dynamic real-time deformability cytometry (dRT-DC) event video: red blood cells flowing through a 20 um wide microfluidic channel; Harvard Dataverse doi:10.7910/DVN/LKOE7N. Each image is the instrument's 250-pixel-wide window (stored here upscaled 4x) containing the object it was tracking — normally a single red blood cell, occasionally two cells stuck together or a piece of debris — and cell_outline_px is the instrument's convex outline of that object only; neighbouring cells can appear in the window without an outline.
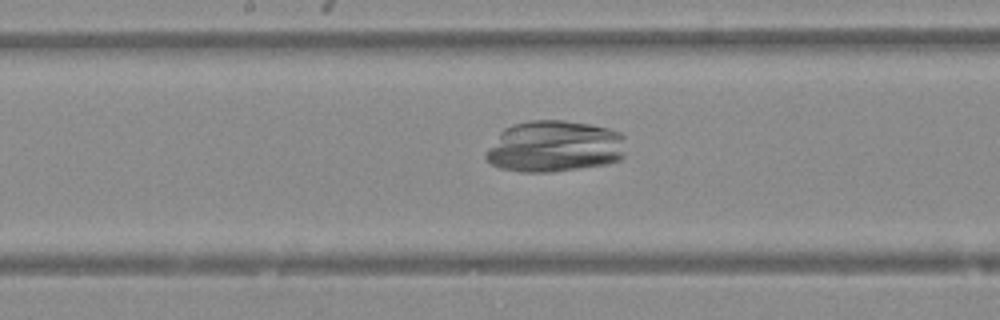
{"species": "Egyptian fruit bat (a non-hibernating species)", "species_latin": "Rousettus aegyptiacus", "temperature_condition": "warm", "stored_images_in_passage": 47, "camera_frame_rate_fps": 3000, "um_per_image_px": 0.085, "animal": {"sex": "female"}, "frame": {"image": 1, "passage_image": 27, "time_ms": 8.667, "image_size_px": [1000, 320], "cell_outline_px": [[624, 156], [620, 160], [608, 164], [552, 172], [520, 172], [500, 168], [492, 164], [484, 156], [484, 152], [500, 132], [504, 128], [512, 124], [528, 120], [564, 120], [592, 124], [608, 128], [620, 132], [624, 136]], "centroid_in_image_um": [47.13, 12.44], "position_along_channel_um": 201.1, "area_um2": 42.6}}
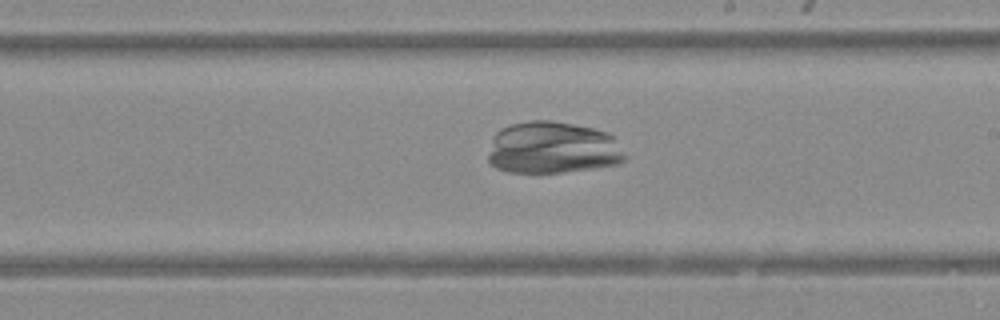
{"frame": {"image": 2, "passage_image": 30, "time_ms": 9.667, "image_size_px": [1000, 320], "cell_outline_px": [[628, 156], [624, 160], [616, 164], [592, 168], [564, 172], [508, 172], [496, 168], [488, 160], [488, 156], [492, 140], [496, 132], [500, 128], [512, 124], [528, 120], [552, 120], [592, 128], [608, 132], [612, 136]], "centroid_in_image_um": [46.97, 12.55], "position_along_channel_um": 242.0, "area_um2": 41.5}}
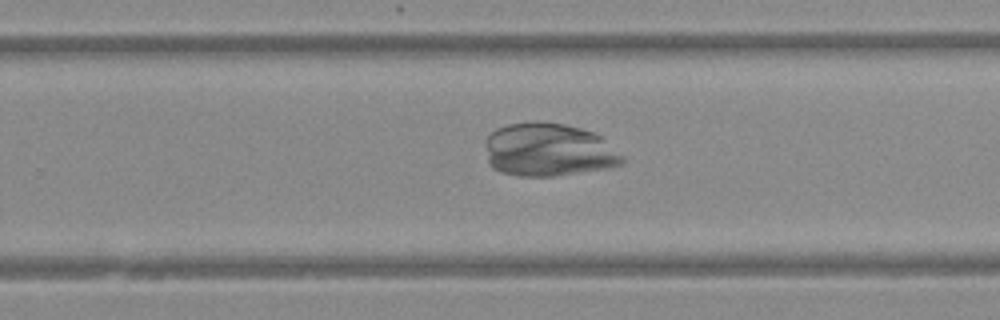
{"frame": {"image": 3, "passage_image": 33, "time_ms": 10.667, "image_size_px": [1000, 320], "cell_outline_px": [[624, 160], [620, 164], [608, 168], [552, 176], [520, 176], [500, 172], [492, 168], [488, 160], [484, 144], [484, 140], [496, 128], [508, 124], [532, 120], [540, 120], [564, 124], [580, 128], [592, 132], [600, 136], [624, 156]], "centroid_in_image_um": [46.58, 12.72], "position_along_channel_um": 283.2, "area_um2": 42.77}}